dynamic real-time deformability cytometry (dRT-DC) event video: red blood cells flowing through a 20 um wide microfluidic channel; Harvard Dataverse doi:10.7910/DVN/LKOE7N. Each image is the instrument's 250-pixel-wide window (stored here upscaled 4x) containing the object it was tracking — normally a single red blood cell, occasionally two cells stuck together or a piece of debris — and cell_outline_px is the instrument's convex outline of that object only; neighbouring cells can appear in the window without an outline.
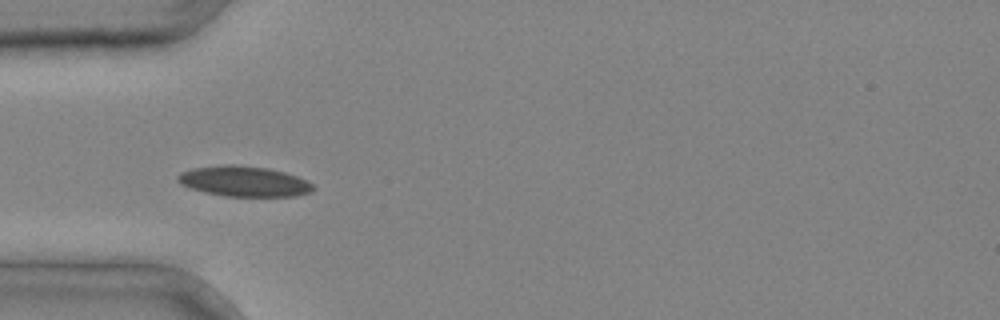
{"species": "common noctule bat (a hibernating species)", "species_latin": "Nyctalus noctula", "temperature_condition": "cold", "stored_images_in_passage": 3, "camera_frame_rate_fps": 3000, "um_per_image_px": 0.085, "animal": {"sex": "male", "body_mass_g": 20.4}, "frame": {"image": 1, "passage_image": 3, "time_ms": 0.667, "image_size_px": [1000, 320], "cell_outline_px": [[316, 188], [312, 192], [296, 196], [224, 196], [204, 192], [192, 188], [176, 180], [176, 176], [180, 172], [192, 168], [224, 164], [232, 164], [268, 168], [284, 172], [296, 176], [312, 184]], "centroid_in_image_um": [20.74, 15.41], "position_along_channel_um": 64.3, "area_um2": 23.93}}